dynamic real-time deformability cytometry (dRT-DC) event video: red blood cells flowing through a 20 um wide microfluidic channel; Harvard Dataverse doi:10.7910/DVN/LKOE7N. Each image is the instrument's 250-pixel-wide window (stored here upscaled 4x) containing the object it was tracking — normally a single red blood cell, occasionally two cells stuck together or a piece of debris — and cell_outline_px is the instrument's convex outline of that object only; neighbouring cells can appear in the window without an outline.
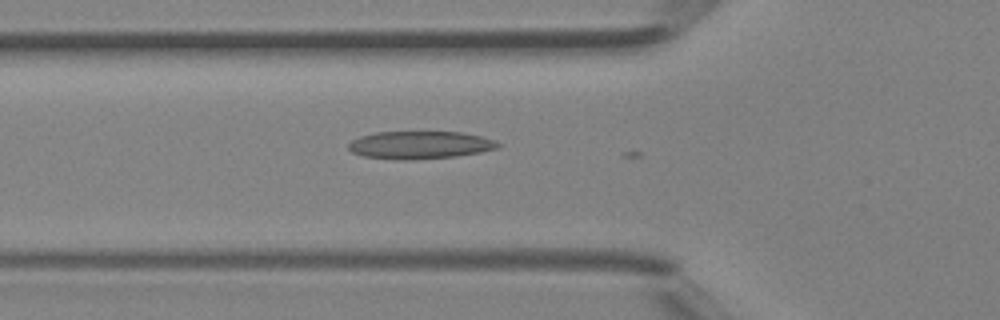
{"species": "Egyptian fruit bat (a non-hibernating species)", "species_latin": "Rousettus aegyptiacus", "temperature_condition": "room temperature", "stored_images_in_passage": 5, "camera_frame_rate_fps": 3000, "um_per_image_px": 0.085, "animal": {"sex": "female"}, "frame": {"image": 1, "passage_image": 2, "time_ms": 0.333, "image_size_px": [1000, 320], "cell_outline_px": [[500, 148], [480, 152], [456, 156], [404, 160], [364, 156], [352, 152], [348, 148], [348, 144], [352, 140], [360, 136], [376, 132], [464, 132], [496, 140], [500, 144]], "centroid_in_image_um": [35.72, 12.31], "position_along_channel_um": 90.1, "area_um2": 24.04}}
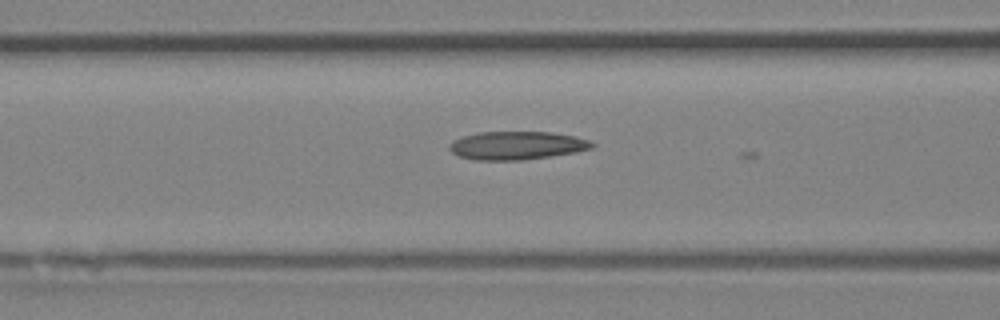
{"frame": {"image": 2, "passage_image": 4, "time_ms": 1.0, "image_size_px": [1000, 320], "cell_outline_px": [[596, 144], [592, 148], [576, 152], [524, 160], [476, 160], [460, 156], [452, 152], [448, 148], [448, 144], [452, 140], [464, 136], [480, 132], [552, 132], [576, 136], [588, 140]], "centroid_in_image_um": [43.93, 12.36], "position_along_channel_um": 122.7, "area_um2": 23.52}}